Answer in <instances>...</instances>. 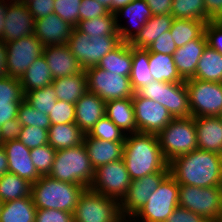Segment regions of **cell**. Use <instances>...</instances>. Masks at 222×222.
Wrapping results in <instances>:
<instances>
[{"mask_svg": "<svg viewBox=\"0 0 222 222\" xmlns=\"http://www.w3.org/2000/svg\"><path fill=\"white\" fill-rule=\"evenodd\" d=\"M55 156L56 150L49 144L30 149L32 163L41 176L49 175Z\"/></svg>", "mask_w": 222, "mask_h": 222, "instance_id": "ee69618b", "label": "cell"}, {"mask_svg": "<svg viewBox=\"0 0 222 222\" xmlns=\"http://www.w3.org/2000/svg\"><path fill=\"white\" fill-rule=\"evenodd\" d=\"M84 132L75 124H56L48 129V144L55 150L79 146L83 143Z\"/></svg>", "mask_w": 222, "mask_h": 222, "instance_id": "f1b7e54d", "label": "cell"}, {"mask_svg": "<svg viewBox=\"0 0 222 222\" xmlns=\"http://www.w3.org/2000/svg\"><path fill=\"white\" fill-rule=\"evenodd\" d=\"M122 217L119 201L87 188L73 212V222H117Z\"/></svg>", "mask_w": 222, "mask_h": 222, "instance_id": "30bf717a", "label": "cell"}, {"mask_svg": "<svg viewBox=\"0 0 222 222\" xmlns=\"http://www.w3.org/2000/svg\"><path fill=\"white\" fill-rule=\"evenodd\" d=\"M31 185L27 179L6 173L0 178V201L5 203L31 196Z\"/></svg>", "mask_w": 222, "mask_h": 222, "instance_id": "8d00e7d4", "label": "cell"}, {"mask_svg": "<svg viewBox=\"0 0 222 222\" xmlns=\"http://www.w3.org/2000/svg\"><path fill=\"white\" fill-rule=\"evenodd\" d=\"M149 68L155 81L169 83L185 81L177 71L172 55L149 53Z\"/></svg>", "mask_w": 222, "mask_h": 222, "instance_id": "836d02e7", "label": "cell"}, {"mask_svg": "<svg viewBox=\"0 0 222 222\" xmlns=\"http://www.w3.org/2000/svg\"><path fill=\"white\" fill-rule=\"evenodd\" d=\"M171 15L175 19H191L209 22L206 15L204 0H173Z\"/></svg>", "mask_w": 222, "mask_h": 222, "instance_id": "f35d334b", "label": "cell"}, {"mask_svg": "<svg viewBox=\"0 0 222 222\" xmlns=\"http://www.w3.org/2000/svg\"><path fill=\"white\" fill-rule=\"evenodd\" d=\"M53 77L43 55L39 56L19 79L23 93L41 89L53 82Z\"/></svg>", "mask_w": 222, "mask_h": 222, "instance_id": "4dcf8cb0", "label": "cell"}, {"mask_svg": "<svg viewBox=\"0 0 222 222\" xmlns=\"http://www.w3.org/2000/svg\"><path fill=\"white\" fill-rule=\"evenodd\" d=\"M57 100L75 104L86 92H88L87 74L85 70L81 72L54 79L52 82Z\"/></svg>", "mask_w": 222, "mask_h": 222, "instance_id": "4316f807", "label": "cell"}, {"mask_svg": "<svg viewBox=\"0 0 222 222\" xmlns=\"http://www.w3.org/2000/svg\"><path fill=\"white\" fill-rule=\"evenodd\" d=\"M18 140L29 149L40 147L48 144V130L33 126H22Z\"/></svg>", "mask_w": 222, "mask_h": 222, "instance_id": "bcb514c9", "label": "cell"}, {"mask_svg": "<svg viewBox=\"0 0 222 222\" xmlns=\"http://www.w3.org/2000/svg\"><path fill=\"white\" fill-rule=\"evenodd\" d=\"M204 34L207 45L222 54V19H213L207 22Z\"/></svg>", "mask_w": 222, "mask_h": 222, "instance_id": "c3c4849f", "label": "cell"}, {"mask_svg": "<svg viewBox=\"0 0 222 222\" xmlns=\"http://www.w3.org/2000/svg\"><path fill=\"white\" fill-rule=\"evenodd\" d=\"M174 18L171 14L153 15L130 42L135 48L147 49L164 32L171 29Z\"/></svg>", "mask_w": 222, "mask_h": 222, "instance_id": "83f0119b", "label": "cell"}, {"mask_svg": "<svg viewBox=\"0 0 222 222\" xmlns=\"http://www.w3.org/2000/svg\"><path fill=\"white\" fill-rule=\"evenodd\" d=\"M191 116H220L222 114V82L185 80Z\"/></svg>", "mask_w": 222, "mask_h": 222, "instance_id": "8fae6325", "label": "cell"}, {"mask_svg": "<svg viewBox=\"0 0 222 222\" xmlns=\"http://www.w3.org/2000/svg\"><path fill=\"white\" fill-rule=\"evenodd\" d=\"M16 1H19V2H21V3H24V4H27L29 1H31V0H16Z\"/></svg>", "mask_w": 222, "mask_h": 222, "instance_id": "a7ac6f4b", "label": "cell"}, {"mask_svg": "<svg viewBox=\"0 0 222 222\" xmlns=\"http://www.w3.org/2000/svg\"><path fill=\"white\" fill-rule=\"evenodd\" d=\"M149 53H162L173 55L177 50L176 44L170 34V31L162 33L150 47L147 48Z\"/></svg>", "mask_w": 222, "mask_h": 222, "instance_id": "f907efd6", "label": "cell"}, {"mask_svg": "<svg viewBox=\"0 0 222 222\" xmlns=\"http://www.w3.org/2000/svg\"><path fill=\"white\" fill-rule=\"evenodd\" d=\"M8 173V160L5 149L0 145V178Z\"/></svg>", "mask_w": 222, "mask_h": 222, "instance_id": "6125c7cd", "label": "cell"}, {"mask_svg": "<svg viewBox=\"0 0 222 222\" xmlns=\"http://www.w3.org/2000/svg\"><path fill=\"white\" fill-rule=\"evenodd\" d=\"M101 5L105 6L110 12H112V0H96Z\"/></svg>", "mask_w": 222, "mask_h": 222, "instance_id": "e7e4bbea", "label": "cell"}, {"mask_svg": "<svg viewBox=\"0 0 222 222\" xmlns=\"http://www.w3.org/2000/svg\"><path fill=\"white\" fill-rule=\"evenodd\" d=\"M132 1L134 0H112V12L114 13L119 8L131 3Z\"/></svg>", "mask_w": 222, "mask_h": 222, "instance_id": "be15d7a7", "label": "cell"}, {"mask_svg": "<svg viewBox=\"0 0 222 222\" xmlns=\"http://www.w3.org/2000/svg\"><path fill=\"white\" fill-rule=\"evenodd\" d=\"M192 78L209 82H222V54L207 45Z\"/></svg>", "mask_w": 222, "mask_h": 222, "instance_id": "d6a6232c", "label": "cell"}, {"mask_svg": "<svg viewBox=\"0 0 222 222\" xmlns=\"http://www.w3.org/2000/svg\"><path fill=\"white\" fill-rule=\"evenodd\" d=\"M97 67L121 76H130L132 68V46L122 42L111 52L107 53L98 63Z\"/></svg>", "mask_w": 222, "mask_h": 222, "instance_id": "f546056e", "label": "cell"}, {"mask_svg": "<svg viewBox=\"0 0 222 222\" xmlns=\"http://www.w3.org/2000/svg\"><path fill=\"white\" fill-rule=\"evenodd\" d=\"M6 43L3 40H0V79L8 76L6 68Z\"/></svg>", "mask_w": 222, "mask_h": 222, "instance_id": "91938a15", "label": "cell"}, {"mask_svg": "<svg viewBox=\"0 0 222 222\" xmlns=\"http://www.w3.org/2000/svg\"><path fill=\"white\" fill-rule=\"evenodd\" d=\"M8 160V172L27 179L30 183L37 182L41 175L38 173L30 157V149L19 140L2 144Z\"/></svg>", "mask_w": 222, "mask_h": 222, "instance_id": "ac0fdd59", "label": "cell"}, {"mask_svg": "<svg viewBox=\"0 0 222 222\" xmlns=\"http://www.w3.org/2000/svg\"><path fill=\"white\" fill-rule=\"evenodd\" d=\"M44 45L31 35L6 43V68L8 76L20 79L39 56L43 55Z\"/></svg>", "mask_w": 222, "mask_h": 222, "instance_id": "5bb4252c", "label": "cell"}, {"mask_svg": "<svg viewBox=\"0 0 222 222\" xmlns=\"http://www.w3.org/2000/svg\"><path fill=\"white\" fill-rule=\"evenodd\" d=\"M19 105H0V127L7 121L17 118Z\"/></svg>", "mask_w": 222, "mask_h": 222, "instance_id": "680465c9", "label": "cell"}, {"mask_svg": "<svg viewBox=\"0 0 222 222\" xmlns=\"http://www.w3.org/2000/svg\"><path fill=\"white\" fill-rule=\"evenodd\" d=\"M2 205H3V202L0 201V213H1Z\"/></svg>", "mask_w": 222, "mask_h": 222, "instance_id": "89a4df30", "label": "cell"}, {"mask_svg": "<svg viewBox=\"0 0 222 222\" xmlns=\"http://www.w3.org/2000/svg\"><path fill=\"white\" fill-rule=\"evenodd\" d=\"M83 144L90 158L92 167L100 166L122 159L124 142H111L84 136Z\"/></svg>", "mask_w": 222, "mask_h": 222, "instance_id": "d4e9b609", "label": "cell"}, {"mask_svg": "<svg viewBox=\"0 0 222 222\" xmlns=\"http://www.w3.org/2000/svg\"><path fill=\"white\" fill-rule=\"evenodd\" d=\"M29 105L45 114H50L57 101L53 85L29 91L24 98Z\"/></svg>", "mask_w": 222, "mask_h": 222, "instance_id": "ab89813d", "label": "cell"}, {"mask_svg": "<svg viewBox=\"0 0 222 222\" xmlns=\"http://www.w3.org/2000/svg\"><path fill=\"white\" fill-rule=\"evenodd\" d=\"M132 103L139 133L157 135L174 119L163 105L152 99L134 93Z\"/></svg>", "mask_w": 222, "mask_h": 222, "instance_id": "9a60e30c", "label": "cell"}, {"mask_svg": "<svg viewBox=\"0 0 222 222\" xmlns=\"http://www.w3.org/2000/svg\"><path fill=\"white\" fill-rule=\"evenodd\" d=\"M110 11L96 0H81L79 9V21L108 15Z\"/></svg>", "mask_w": 222, "mask_h": 222, "instance_id": "681fc988", "label": "cell"}, {"mask_svg": "<svg viewBox=\"0 0 222 222\" xmlns=\"http://www.w3.org/2000/svg\"><path fill=\"white\" fill-rule=\"evenodd\" d=\"M135 93L140 97L160 103L173 118L191 117L185 81L169 83L153 80L139 88Z\"/></svg>", "mask_w": 222, "mask_h": 222, "instance_id": "52a82bcc", "label": "cell"}, {"mask_svg": "<svg viewBox=\"0 0 222 222\" xmlns=\"http://www.w3.org/2000/svg\"><path fill=\"white\" fill-rule=\"evenodd\" d=\"M81 0H54V14L74 28L79 22Z\"/></svg>", "mask_w": 222, "mask_h": 222, "instance_id": "f6af8a7d", "label": "cell"}, {"mask_svg": "<svg viewBox=\"0 0 222 222\" xmlns=\"http://www.w3.org/2000/svg\"><path fill=\"white\" fill-rule=\"evenodd\" d=\"M122 43L120 35L90 37L72 29L68 47L83 70L97 66L100 60Z\"/></svg>", "mask_w": 222, "mask_h": 222, "instance_id": "8992f818", "label": "cell"}, {"mask_svg": "<svg viewBox=\"0 0 222 222\" xmlns=\"http://www.w3.org/2000/svg\"><path fill=\"white\" fill-rule=\"evenodd\" d=\"M170 175L179 185L222 186V155L196 149L169 162Z\"/></svg>", "mask_w": 222, "mask_h": 222, "instance_id": "6da1fadb", "label": "cell"}, {"mask_svg": "<svg viewBox=\"0 0 222 222\" xmlns=\"http://www.w3.org/2000/svg\"><path fill=\"white\" fill-rule=\"evenodd\" d=\"M178 194L179 184L169 174L132 218L140 219L138 222H165L179 206Z\"/></svg>", "mask_w": 222, "mask_h": 222, "instance_id": "ba28073f", "label": "cell"}, {"mask_svg": "<svg viewBox=\"0 0 222 222\" xmlns=\"http://www.w3.org/2000/svg\"><path fill=\"white\" fill-rule=\"evenodd\" d=\"M131 182L122 158L95 169L89 189L120 202L129 190Z\"/></svg>", "mask_w": 222, "mask_h": 222, "instance_id": "7c38bea8", "label": "cell"}, {"mask_svg": "<svg viewBox=\"0 0 222 222\" xmlns=\"http://www.w3.org/2000/svg\"><path fill=\"white\" fill-rule=\"evenodd\" d=\"M17 118L22 126H33L47 130L51 126L49 116L33 108L25 99L19 105Z\"/></svg>", "mask_w": 222, "mask_h": 222, "instance_id": "60d3db41", "label": "cell"}, {"mask_svg": "<svg viewBox=\"0 0 222 222\" xmlns=\"http://www.w3.org/2000/svg\"><path fill=\"white\" fill-rule=\"evenodd\" d=\"M87 187L47 176L31 185V197L37 209H55L73 213Z\"/></svg>", "mask_w": 222, "mask_h": 222, "instance_id": "3957f363", "label": "cell"}, {"mask_svg": "<svg viewBox=\"0 0 222 222\" xmlns=\"http://www.w3.org/2000/svg\"><path fill=\"white\" fill-rule=\"evenodd\" d=\"M43 56L53 79L75 75L83 70L67 44L44 46Z\"/></svg>", "mask_w": 222, "mask_h": 222, "instance_id": "44dd1931", "label": "cell"}, {"mask_svg": "<svg viewBox=\"0 0 222 222\" xmlns=\"http://www.w3.org/2000/svg\"><path fill=\"white\" fill-rule=\"evenodd\" d=\"M170 172H155L132 180L129 190L119 202L122 217H133Z\"/></svg>", "mask_w": 222, "mask_h": 222, "instance_id": "2e32d148", "label": "cell"}, {"mask_svg": "<svg viewBox=\"0 0 222 222\" xmlns=\"http://www.w3.org/2000/svg\"><path fill=\"white\" fill-rule=\"evenodd\" d=\"M116 17V24L118 27V33L122 42L130 43L135 36L140 32L142 27L147 23L153 14L151 9L147 5L145 0H134L131 3L124 5L114 12ZM120 15L127 16L130 19L129 23L133 26L132 30L129 27L120 25L119 22ZM119 17V18H118ZM135 29V30H133Z\"/></svg>", "mask_w": 222, "mask_h": 222, "instance_id": "ffe728a7", "label": "cell"}, {"mask_svg": "<svg viewBox=\"0 0 222 222\" xmlns=\"http://www.w3.org/2000/svg\"><path fill=\"white\" fill-rule=\"evenodd\" d=\"M36 212L31 196L8 201L2 205L0 222H35Z\"/></svg>", "mask_w": 222, "mask_h": 222, "instance_id": "1f68e13d", "label": "cell"}, {"mask_svg": "<svg viewBox=\"0 0 222 222\" xmlns=\"http://www.w3.org/2000/svg\"><path fill=\"white\" fill-rule=\"evenodd\" d=\"M48 116L51 125L75 123V104L57 100Z\"/></svg>", "mask_w": 222, "mask_h": 222, "instance_id": "7dc6e473", "label": "cell"}, {"mask_svg": "<svg viewBox=\"0 0 222 222\" xmlns=\"http://www.w3.org/2000/svg\"><path fill=\"white\" fill-rule=\"evenodd\" d=\"M26 5L35 20L54 13V0H31Z\"/></svg>", "mask_w": 222, "mask_h": 222, "instance_id": "f5cc1de1", "label": "cell"}, {"mask_svg": "<svg viewBox=\"0 0 222 222\" xmlns=\"http://www.w3.org/2000/svg\"><path fill=\"white\" fill-rule=\"evenodd\" d=\"M85 71L88 92L98 95L105 102L134 96L129 76L111 73L97 66L87 68Z\"/></svg>", "mask_w": 222, "mask_h": 222, "instance_id": "4fadbf2b", "label": "cell"}, {"mask_svg": "<svg viewBox=\"0 0 222 222\" xmlns=\"http://www.w3.org/2000/svg\"><path fill=\"white\" fill-rule=\"evenodd\" d=\"M198 149L222 155V120L220 116L194 118Z\"/></svg>", "mask_w": 222, "mask_h": 222, "instance_id": "7402d4cb", "label": "cell"}, {"mask_svg": "<svg viewBox=\"0 0 222 222\" xmlns=\"http://www.w3.org/2000/svg\"><path fill=\"white\" fill-rule=\"evenodd\" d=\"M106 116L124 133H138L132 98L105 102Z\"/></svg>", "mask_w": 222, "mask_h": 222, "instance_id": "484cf974", "label": "cell"}, {"mask_svg": "<svg viewBox=\"0 0 222 222\" xmlns=\"http://www.w3.org/2000/svg\"><path fill=\"white\" fill-rule=\"evenodd\" d=\"M24 98L19 79L11 76L0 79V105H20Z\"/></svg>", "mask_w": 222, "mask_h": 222, "instance_id": "b9f144b4", "label": "cell"}, {"mask_svg": "<svg viewBox=\"0 0 222 222\" xmlns=\"http://www.w3.org/2000/svg\"><path fill=\"white\" fill-rule=\"evenodd\" d=\"M205 25L204 21L174 18L169 31L176 47L179 48L189 41L198 39L204 33Z\"/></svg>", "mask_w": 222, "mask_h": 222, "instance_id": "d590c367", "label": "cell"}, {"mask_svg": "<svg viewBox=\"0 0 222 222\" xmlns=\"http://www.w3.org/2000/svg\"><path fill=\"white\" fill-rule=\"evenodd\" d=\"M35 222H73V213L55 209H37Z\"/></svg>", "mask_w": 222, "mask_h": 222, "instance_id": "816d5d0a", "label": "cell"}, {"mask_svg": "<svg viewBox=\"0 0 222 222\" xmlns=\"http://www.w3.org/2000/svg\"><path fill=\"white\" fill-rule=\"evenodd\" d=\"M153 15L171 14L173 0H145Z\"/></svg>", "mask_w": 222, "mask_h": 222, "instance_id": "9f6ffc18", "label": "cell"}, {"mask_svg": "<svg viewBox=\"0 0 222 222\" xmlns=\"http://www.w3.org/2000/svg\"><path fill=\"white\" fill-rule=\"evenodd\" d=\"M165 222H209L204 217L178 206Z\"/></svg>", "mask_w": 222, "mask_h": 222, "instance_id": "11a10c76", "label": "cell"}, {"mask_svg": "<svg viewBox=\"0 0 222 222\" xmlns=\"http://www.w3.org/2000/svg\"><path fill=\"white\" fill-rule=\"evenodd\" d=\"M129 78L134 92L153 81L149 68V51L147 49L132 47V68Z\"/></svg>", "mask_w": 222, "mask_h": 222, "instance_id": "e575fe53", "label": "cell"}, {"mask_svg": "<svg viewBox=\"0 0 222 222\" xmlns=\"http://www.w3.org/2000/svg\"><path fill=\"white\" fill-rule=\"evenodd\" d=\"M74 27L57 14L35 20L34 35L44 46H57L68 43Z\"/></svg>", "mask_w": 222, "mask_h": 222, "instance_id": "d6986e66", "label": "cell"}, {"mask_svg": "<svg viewBox=\"0 0 222 222\" xmlns=\"http://www.w3.org/2000/svg\"><path fill=\"white\" fill-rule=\"evenodd\" d=\"M105 101L98 95L86 92L75 103V124L87 134L105 116Z\"/></svg>", "mask_w": 222, "mask_h": 222, "instance_id": "603a6c76", "label": "cell"}, {"mask_svg": "<svg viewBox=\"0 0 222 222\" xmlns=\"http://www.w3.org/2000/svg\"><path fill=\"white\" fill-rule=\"evenodd\" d=\"M206 15L211 19H222V0H204Z\"/></svg>", "mask_w": 222, "mask_h": 222, "instance_id": "6f0895ef", "label": "cell"}, {"mask_svg": "<svg viewBox=\"0 0 222 222\" xmlns=\"http://www.w3.org/2000/svg\"><path fill=\"white\" fill-rule=\"evenodd\" d=\"M86 135L111 142H124L126 136L106 115Z\"/></svg>", "mask_w": 222, "mask_h": 222, "instance_id": "7bdbcfd3", "label": "cell"}, {"mask_svg": "<svg viewBox=\"0 0 222 222\" xmlns=\"http://www.w3.org/2000/svg\"><path fill=\"white\" fill-rule=\"evenodd\" d=\"M9 0H0V40H3L5 18L8 9ZM6 2V3H5ZM8 2V3H7Z\"/></svg>", "mask_w": 222, "mask_h": 222, "instance_id": "94428289", "label": "cell"}, {"mask_svg": "<svg viewBox=\"0 0 222 222\" xmlns=\"http://www.w3.org/2000/svg\"><path fill=\"white\" fill-rule=\"evenodd\" d=\"M21 129L22 125L18 121V118L7 121L0 129L1 144L12 140H18Z\"/></svg>", "mask_w": 222, "mask_h": 222, "instance_id": "db71d44e", "label": "cell"}, {"mask_svg": "<svg viewBox=\"0 0 222 222\" xmlns=\"http://www.w3.org/2000/svg\"><path fill=\"white\" fill-rule=\"evenodd\" d=\"M178 205L212 222L222 210V186L179 185Z\"/></svg>", "mask_w": 222, "mask_h": 222, "instance_id": "9c48e42d", "label": "cell"}, {"mask_svg": "<svg viewBox=\"0 0 222 222\" xmlns=\"http://www.w3.org/2000/svg\"><path fill=\"white\" fill-rule=\"evenodd\" d=\"M212 222H222V210L219 215Z\"/></svg>", "mask_w": 222, "mask_h": 222, "instance_id": "003e7915", "label": "cell"}, {"mask_svg": "<svg viewBox=\"0 0 222 222\" xmlns=\"http://www.w3.org/2000/svg\"><path fill=\"white\" fill-rule=\"evenodd\" d=\"M206 46L207 40L203 33L198 39L177 48L172 55L177 71L184 80L195 75L197 64Z\"/></svg>", "mask_w": 222, "mask_h": 222, "instance_id": "cb8c5ba5", "label": "cell"}, {"mask_svg": "<svg viewBox=\"0 0 222 222\" xmlns=\"http://www.w3.org/2000/svg\"><path fill=\"white\" fill-rule=\"evenodd\" d=\"M123 160L131 180L155 172H170L156 134H127L123 146Z\"/></svg>", "mask_w": 222, "mask_h": 222, "instance_id": "7a4b0ae2", "label": "cell"}, {"mask_svg": "<svg viewBox=\"0 0 222 222\" xmlns=\"http://www.w3.org/2000/svg\"><path fill=\"white\" fill-rule=\"evenodd\" d=\"M78 31L90 37L119 35L116 17L113 12L96 18L79 21L75 27Z\"/></svg>", "mask_w": 222, "mask_h": 222, "instance_id": "74e56055", "label": "cell"}, {"mask_svg": "<svg viewBox=\"0 0 222 222\" xmlns=\"http://www.w3.org/2000/svg\"><path fill=\"white\" fill-rule=\"evenodd\" d=\"M3 41H10L34 35L35 18L26 4L10 0L6 13Z\"/></svg>", "mask_w": 222, "mask_h": 222, "instance_id": "e0dca14e", "label": "cell"}, {"mask_svg": "<svg viewBox=\"0 0 222 222\" xmlns=\"http://www.w3.org/2000/svg\"><path fill=\"white\" fill-rule=\"evenodd\" d=\"M117 222H137V220L133 219L132 217H121Z\"/></svg>", "mask_w": 222, "mask_h": 222, "instance_id": "03108f58", "label": "cell"}, {"mask_svg": "<svg viewBox=\"0 0 222 222\" xmlns=\"http://www.w3.org/2000/svg\"><path fill=\"white\" fill-rule=\"evenodd\" d=\"M157 138L168 163L178 156L198 149L194 117L174 118L157 134Z\"/></svg>", "mask_w": 222, "mask_h": 222, "instance_id": "5b68a950", "label": "cell"}, {"mask_svg": "<svg viewBox=\"0 0 222 222\" xmlns=\"http://www.w3.org/2000/svg\"><path fill=\"white\" fill-rule=\"evenodd\" d=\"M94 172L85 145L82 143L76 147L56 150L55 160L48 176L89 188Z\"/></svg>", "mask_w": 222, "mask_h": 222, "instance_id": "277c9868", "label": "cell"}]
</instances>
